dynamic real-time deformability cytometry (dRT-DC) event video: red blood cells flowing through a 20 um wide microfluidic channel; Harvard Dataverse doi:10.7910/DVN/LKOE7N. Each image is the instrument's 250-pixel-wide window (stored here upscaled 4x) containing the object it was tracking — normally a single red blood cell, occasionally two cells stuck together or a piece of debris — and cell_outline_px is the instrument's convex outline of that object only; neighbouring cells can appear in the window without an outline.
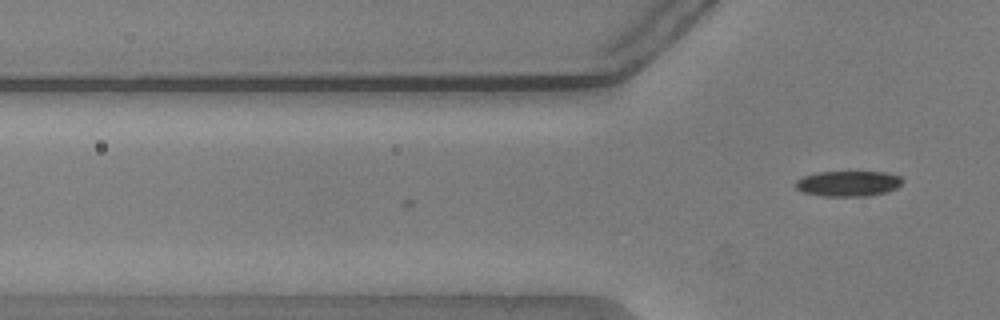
{"species": "common noctule bat (a hibernating species)", "species_latin": "Nyctalus noctula", "temperature_condition": "warm", "stored_images_in_passage": 2, "camera_frame_rate_fps": 3000, "um_per_image_px": 0.085, "animal": {"sex": "male", "body_mass_g": 20.5, "forearm_length_mm": 52.5}, "frame": {"image": 1, "passage_image": 2, "time_ms": 0.333, "image_size_px": [1000, 320], "cell_outline_px": [[904, 180], [896, 188], [888, 192], [868, 196], [820, 196], [804, 192], [796, 188], [796, 180], [804, 176], [816, 172], [884, 172], [900, 176]], "centroid_in_image_um": [72.11, 15.6], "position_along_channel_um": 53.7, "area_um2": 15.9}}